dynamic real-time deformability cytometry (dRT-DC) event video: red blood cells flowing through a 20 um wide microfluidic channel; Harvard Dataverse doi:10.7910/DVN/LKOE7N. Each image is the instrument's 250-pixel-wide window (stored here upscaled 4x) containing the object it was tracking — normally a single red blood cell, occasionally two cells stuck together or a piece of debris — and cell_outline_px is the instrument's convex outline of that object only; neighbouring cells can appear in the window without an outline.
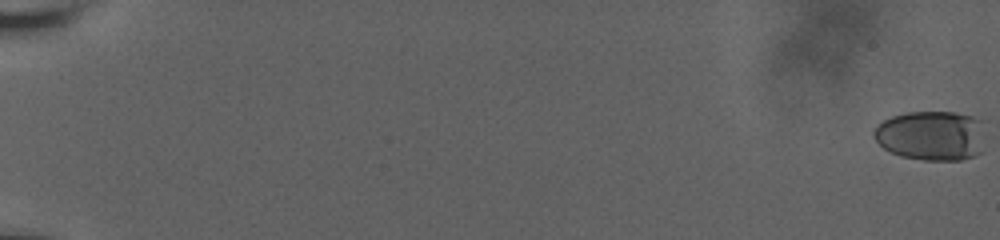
{"species": "human", "species_latin": "Homo sapiens", "temperature_condition": "room temperature", "stored_images_in_passage": 18, "camera_frame_rate_fps": 3000, "um_per_image_px": 0.085, "donor": {"sex": "male"}, "frame": {"image": 1, "passage_image": 1, "time_ms": 0.0, "image_size_px": [1000, 240], "cell_outline_px": [[980, 152], [972, 156], [960, 160], [924, 160], [900, 156], [884, 148], [872, 136], [872, 132], [884, 120], [892, 116], [908, 112], [956, 112], [972, 116], [980, 120]], "centroid_in_image_um": [79.09, 11.52], "position_along_channel_um": 5.9, "area_um2": 31.73}}